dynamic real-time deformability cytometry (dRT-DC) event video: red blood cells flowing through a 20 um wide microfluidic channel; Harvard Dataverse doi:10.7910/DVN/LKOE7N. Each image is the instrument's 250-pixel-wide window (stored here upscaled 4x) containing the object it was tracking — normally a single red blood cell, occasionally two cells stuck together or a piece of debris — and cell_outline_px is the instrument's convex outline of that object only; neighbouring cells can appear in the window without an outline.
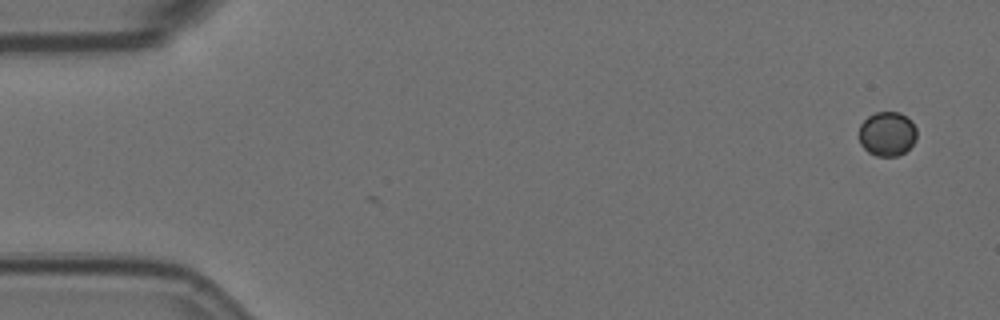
{"species": "Egyptian fruit bat (a non-hibernating species)", "species_latin": "Rousettus aegyptiacus", "temperature_condition": "room temperature", "stored_images_in_passage": 2, "camera_frame_rate_fps": 3000, "um_per_image_px": 0.085, "animal": {"sex": "female"}, "frame": {"image": 1, "passage_image": 1, "time_ms": 0.0, "image_size_px": [1000, 320], "cell_outline_px": [[916, 140], [904, 152], [896, 156], [876, 156], [868, 152], [860, 144], [860, 124], [868, 116], [876, 112], [900, 112], [912, 120], [916, 128]], "centroid_in_image_um": [75.42, 11.36], "position_along_channel_um": 9.6, "area_um2": 14.97}}